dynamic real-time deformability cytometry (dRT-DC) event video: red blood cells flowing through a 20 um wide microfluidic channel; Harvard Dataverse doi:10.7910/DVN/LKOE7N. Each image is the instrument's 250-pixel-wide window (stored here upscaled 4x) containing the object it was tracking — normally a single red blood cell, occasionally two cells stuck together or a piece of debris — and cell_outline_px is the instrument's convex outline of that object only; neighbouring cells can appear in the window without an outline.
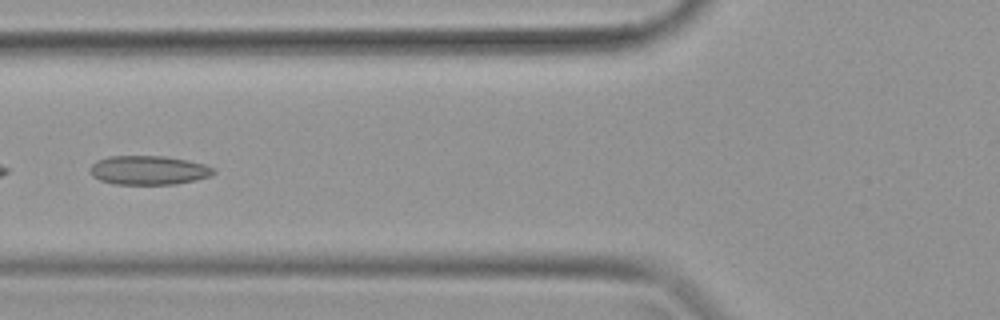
{"species": "common noctule bat (a hibernating species)", "species_latin": "Nyctalus noctula", "temperature_condition": "warm", "stored_images_in_passage": 23, "camera_frame_rate_fps": 3000, "um_per_image_px": 0.085, "animal": {"sex": "female", "body_mass_g": 19.9}, "frame": {"image": 1, "passage_image": 4, "time_ms": 1.0, "image_size_px": [1000, 320], "cell_outline_px": [[216, 172], [212, 176], [196, 180], [176, 184], [112, 184], [100, 180], [92, 176], [88, 172], [88, 168], [96, 160], [108, 156], [164, 156], [188, 160], [204, 164], [216, 168]], "centroid_in_image_um": [12.62, 14.47], "position_along_channel_um": 113.2, "area_um2": 21.27}}